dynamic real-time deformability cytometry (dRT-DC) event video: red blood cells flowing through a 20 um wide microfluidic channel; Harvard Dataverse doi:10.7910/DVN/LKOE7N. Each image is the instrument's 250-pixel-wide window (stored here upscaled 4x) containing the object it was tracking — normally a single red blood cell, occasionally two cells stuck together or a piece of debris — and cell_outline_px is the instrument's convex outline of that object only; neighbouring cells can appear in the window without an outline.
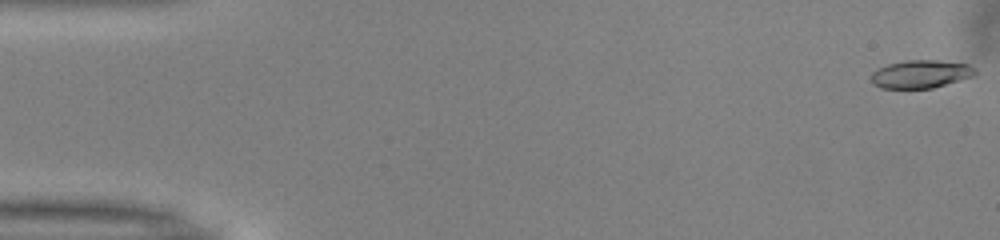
{"species": "common noctule bat (a hibernating species)", "species_latin": "Nyctalus noctula", "temperature_condition": "warm", "stored_images_in_passage": 51, "camera_frame_rate_fps": 3000, "um_per_image_px": 0.085, "animal": {"sex": "male", "body_mass_g": 13.0, "forearm_length_mm": 53.1}, "frame": {"image": 1, "passage_image": 1, "time_ms": 0.0, "image_size_px": [1000, 240], "cell_outline_px": [[976, 72], [972, 76], [932, 88], [880, 88], [872, 84], [872, 72], [888, 64], [908, 60], [936, 60], [968, 64], [976, 68]], "centroid_in_image_um": [78.25, 6.29], "position_along_channel_um": 6.7, "area_um2": 16.76}}
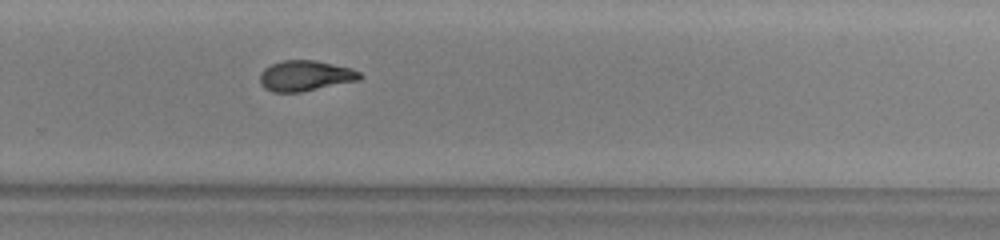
{"frame": {"image": 2, "passage_image": 34, "time_ms": 11.0, "image_size_px": [1000, 240], "cell_outline_px": [[364, 76], [360, 80], [300, 92], [272, 92], [264, 88], [260, 84], [260, 72], [264, 68], [272, 64], [284, 60], [316, 60], [352, 68], [360, 72]], "centroid_in_image_um": [25.96, 6.44], "position_along_channel_um": 303.8, "area_um2": 17.92}}
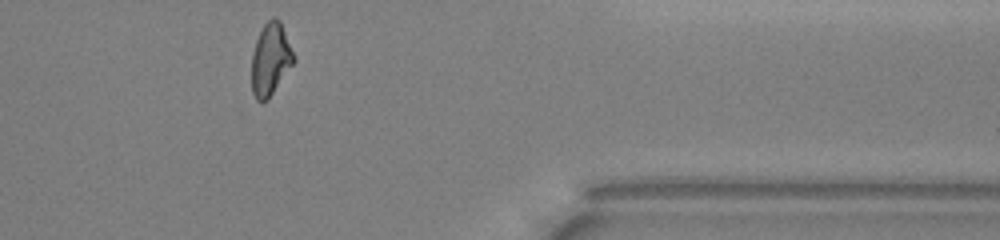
{"frame": {"image": 3, "passage_image": 42, "time_ms": 13.667, "image_size_px": [1000, 240], "cell_outline_px": [[296, 60], [268, 100], [256, 100], [252, 92], [252, 52], [256, 40], [264, 24], [272, 16], [276, 16], [280, 20]], "centroid_in_image_um": [22.99, 5.03], "position_along_channel_um": 388.4, "area_um2": 17.69}, "authors_computed_cell_mechanics": {"area_um2": 17.9758, "velocity_mm_per_s": 4.0168, "shape_relaxation_time_tau1_ms": 5.2445, "shape_relaxation_time_tau2_ms": 3.9895, "deformation_change_tau1": 0.1816, "deformation_change_tau2": 0.1177}}